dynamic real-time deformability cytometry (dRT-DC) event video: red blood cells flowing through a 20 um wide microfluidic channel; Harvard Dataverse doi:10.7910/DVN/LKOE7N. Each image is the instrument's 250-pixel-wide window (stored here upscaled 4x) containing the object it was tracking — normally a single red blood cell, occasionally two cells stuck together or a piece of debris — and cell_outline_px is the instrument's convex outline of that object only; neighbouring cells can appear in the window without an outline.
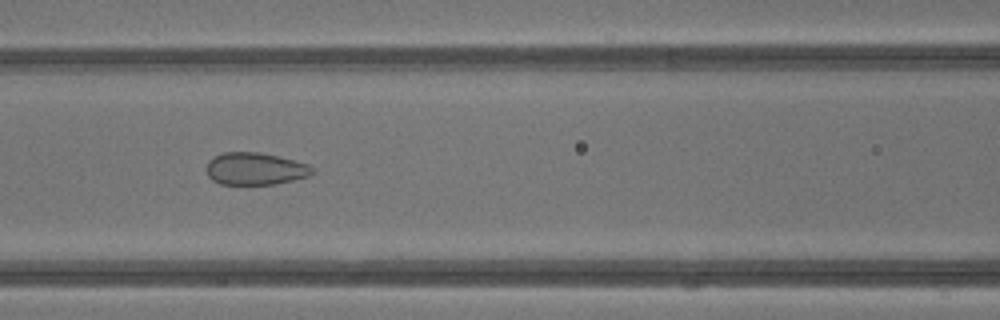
{"species": "common noctule bat (a hibernating species)", "species_latin": "Nyctalus noctula", "temperature_condition": "warm", "stored_images_in_passage": 43, "camera_frame_rate_fps": 3000, "um_per_image_px": 0.085, "animal": {"sex": "male", "body_mass_g": 13.3}, "frame": {"image": 1, "passage_image": 19, "time_ms": 6.0, "image_size_px": [1000, 320], "cell_outline_px": [[312, 172], [308, 176], [276, 184], [220, 184], [212, 180], [208, 176], [208, 160], [224, 152], [260, 152], [308, 164], [312, 168]], "centroid_in_image_um": [21.66, 14.35], "position_along_channel_um": 144.9, "area_um2": 19.59}}
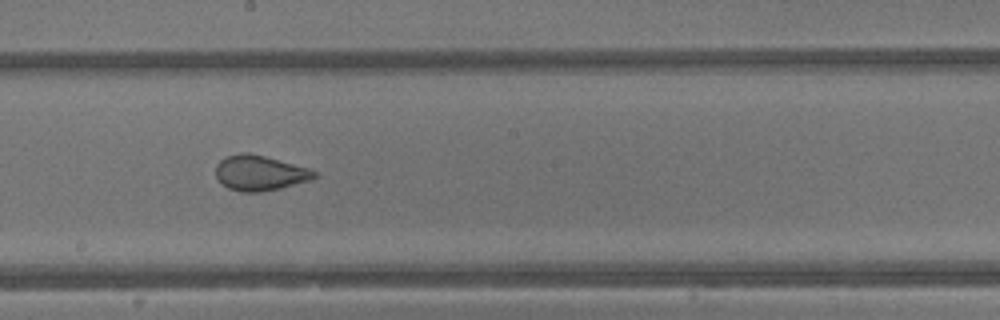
{"frame": {"image": 2, "passage_image": 24, "time_ms": 7.667, "image_size_px": [1000, 320], "cell_outline_px": [[316, 176], [312, 180], [280, 188], [260, 192], [244, 192], [228, 188], [216, 176], [216, 164], [224, 156], [240, 152], [248, 152], [312, 168], [316, 172]], "centroid_in_image_um": [22.1, 14.68], "position_along_channel_um": 226.1, "area_um2": 20.35}}
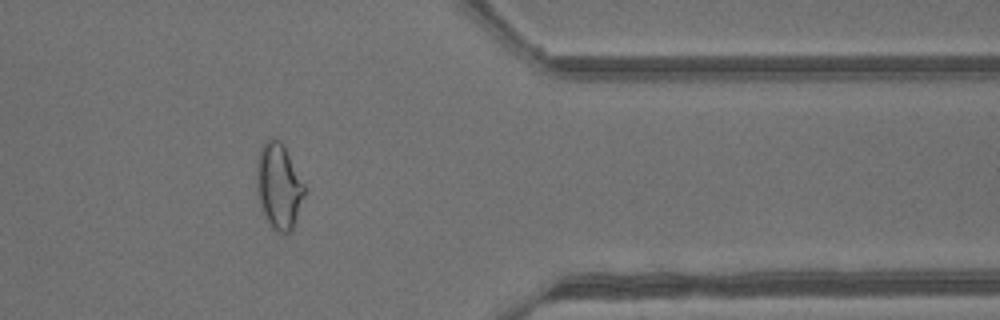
{"frame": {"image": 3, "passage_image": 35, "time_ms": 11.333, "image_size_px": [1000, 320], "cell_outline_px": [[304, 196], [292, 228], [288, 232], [280, 232], [272, 228], [268, 224], [264, 216], [260, 204], [256, 188], [256, 156], [264, 140], [272, 136], [280, 140], [304, 184]], "centroid_in_image_um": [23.64, 15.77], "position_along_channel_um": 387.8, "area_um2": 23.76}, "authors_computed_cell_mechanics": {"area_um2": 24.5072, "velocity_mm_per_s": 4.8713, "shape_relaxation_time_tau1_ms": null, "shape_relaxation_time_tau2_ms": 0.6417, "deformation_change_tau1": null, "deformation_change_tau2": 0.0728}}